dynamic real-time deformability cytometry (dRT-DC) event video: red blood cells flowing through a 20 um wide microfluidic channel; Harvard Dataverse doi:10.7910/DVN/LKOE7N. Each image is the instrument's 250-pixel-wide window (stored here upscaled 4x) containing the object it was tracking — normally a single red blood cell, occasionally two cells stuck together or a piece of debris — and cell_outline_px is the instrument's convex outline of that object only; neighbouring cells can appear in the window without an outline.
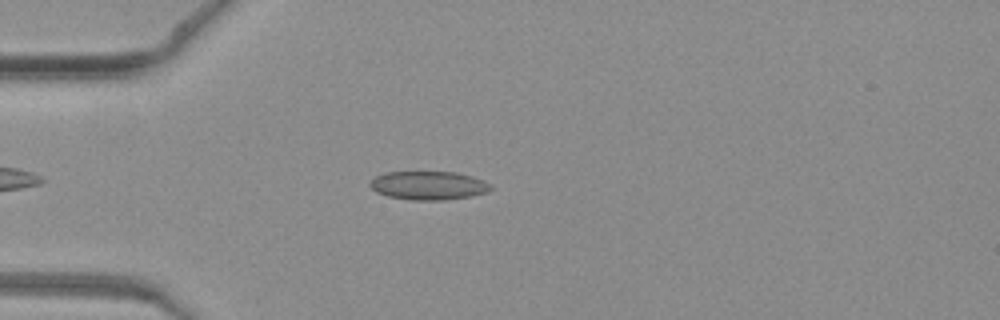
{"species": "common noctule bat (a hibernating species)", "species_latin": "Nyctalus noctula", "temperature_condition": "warm", "stored_images_in_passage": 41, "camera_frame_rate_fps": 3000, "um_per_image_px": 0.085, "animal": {"sex": "female", "body_mass_g": 19.3, "forearm_length_mm": 54.1}, "frame": {"image": 1, "passage_image": 7, "time_ms": 2.0, "image_size_px": [1000, 320], "cell_outline_px": [[492, 188], [488, 192], [472, 196], [444, 200], [412, 200], [388, 196], [376, 192], [368, 184], [376, 176], [384, 172], [456, 172], [472, 176], [484, 180], [492, 184]], "centroid_in_image_um": [36.45, 15.76], "position_along_channel_um": 48.5, "area_um2": 20.23}}
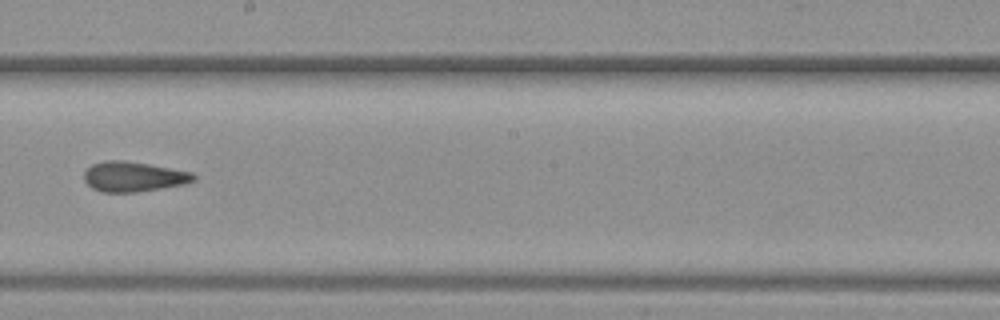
{"frame": {"image": 2, "passage_image": 21, "time_ms": 6.667, "image_size_px": [1000, 320], "cell_outline_px": [[196, 180], [184, 184], [136, 192], [100, 192], [92, 188], [84, 180], [84, 172], [92, 164], [108, 160], [124, 160], [148, 164], [192, 172], [196, 176]], "centroid_in_image_um": [11.34, 15.01], "position_along_channel_um": 236.9, "area_um2": 19.07}}
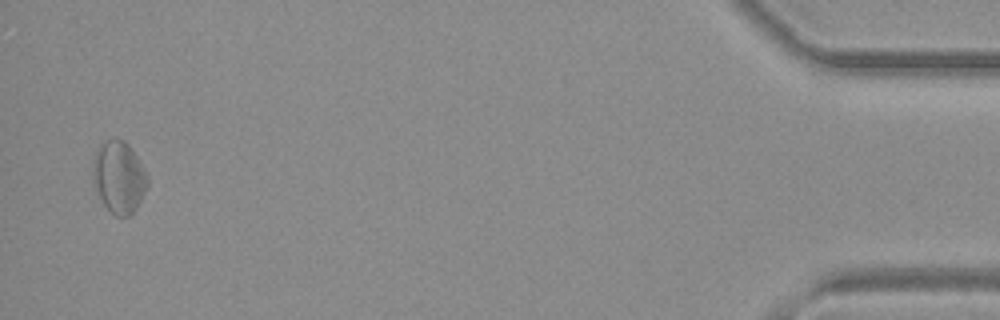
{"frame": {"image": 3, "passage_image": 40, "time_ms": 13.0, "image_size_px": [1000, 320], "cell_outline_px": [[148, 184], [136, 208], [128, 216], [116, 216], [104, 204], [96, 188], [92, 176], [92, 160], [96, 152], [104, 140], [116, 136], [124, 140], [128, 144], [136, 156], [148, 176]], "centroid_in_image_um": [10.09, 15.0], "position_along_channel_um": 425.1, "area_um2": 22.72}}